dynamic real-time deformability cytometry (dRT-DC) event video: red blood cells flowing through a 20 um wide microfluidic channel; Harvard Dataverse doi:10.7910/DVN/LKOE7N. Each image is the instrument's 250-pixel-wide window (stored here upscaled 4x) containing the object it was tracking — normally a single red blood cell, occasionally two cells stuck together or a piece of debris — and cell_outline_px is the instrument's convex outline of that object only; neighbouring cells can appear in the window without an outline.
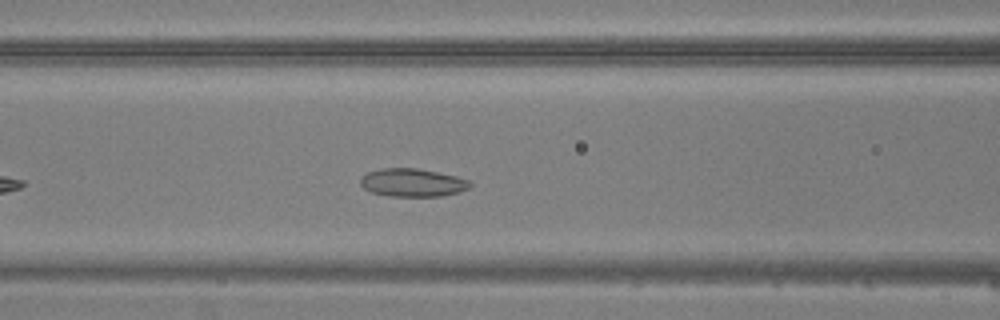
{"species": "common noctule bat (a hibernating species)", "species_latin": "Nyctalus noctula", "temperature_condition": "warm", "stored_images_in_passage": 31, "camera_frame_rate_fps": 3000, "um_per_image_px": 0.085, "animal": {"sex": "male", "body_mass_g": 20.5, "forearm_length_mm": 52.5}, "frame": {"image": 1, "passage_image": 9, "time_ms": 2.667, "image_size_px": [1000, 320], "cell_outline_px": [[472, 184], [468, 188], [456, 192], [440, 196], [392, 196], [372, 192], [364, 188], [360, 184], [360, 180], [368, 172], [384, 168], [416, 168], [456, 176], [468, 180]], "centroid_in_image_um": [35.05, 15.52], "position_along_channel_um": 131.5, "area_um2": 17.57}}
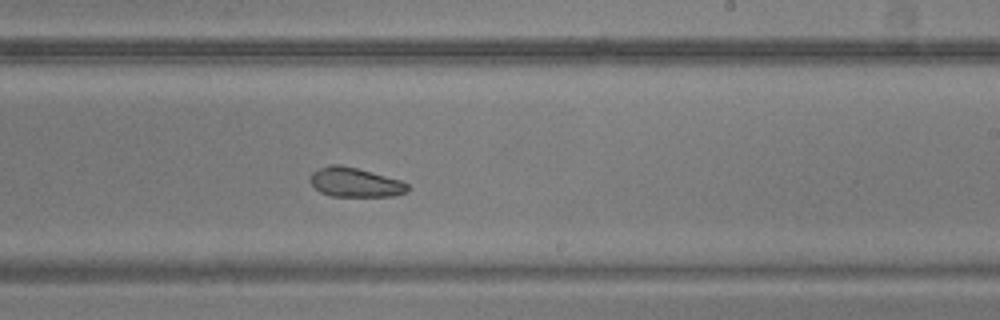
{"frame": {"image": 2, "passage_image": 18, "time_ms": 5.667, "image_size_px": [1000, 320], "cell_outline_px": [[408, 192], [392, 196], [332, 196], [320, 192], [308, 180], [312, 172], [320, 168], [332, 164], [340, 164], [356, 168], [400, 180], [408, 184]], "centroid_in_image_um": [30.16, 15.5], "position_along_channel_um": 258.8, "area_um2": 16.53}}
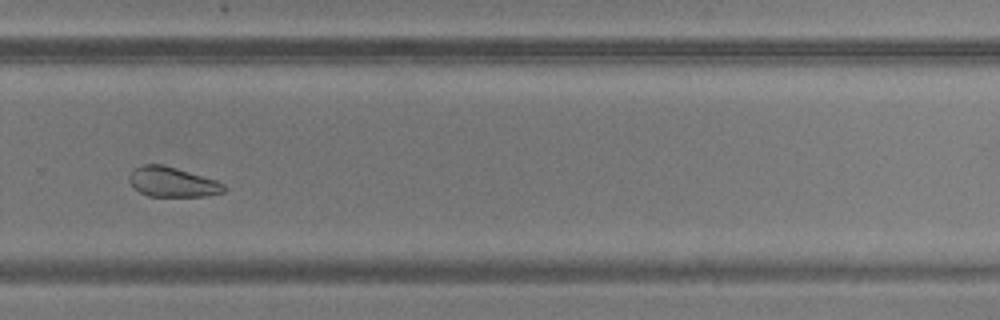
{"frame": {"image": 3, "passage_image": 22, "time_ms": 7.0, "image_size_px": [1000, 320], "cell_outline_px": [[228, 188], [224, 192], [208, 196], [148, 196], [140, 192], [128, 180], [128, 176], [136, 168], [144, 164], [160, 164], [176, 168], [216, 180], [224, 184]], "centroid_in_image_um": [14.69, 15.48], "position_along_channel_um": 315.1, "area_um2": 16.36}}